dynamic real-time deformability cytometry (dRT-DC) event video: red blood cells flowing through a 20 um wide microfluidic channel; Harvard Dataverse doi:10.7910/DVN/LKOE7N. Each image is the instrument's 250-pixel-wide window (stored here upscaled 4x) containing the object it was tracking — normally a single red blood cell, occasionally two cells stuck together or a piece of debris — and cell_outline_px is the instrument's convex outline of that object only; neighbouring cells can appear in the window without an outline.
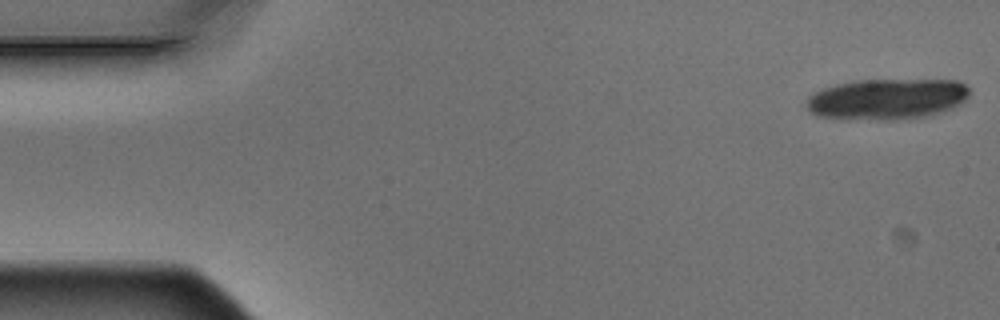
{"species": "Egyptian fruit bat (a non-hibernating species)", "species_latin": "Rousettus aegyptiacus", "temperature_condition": "warm", "stored_images_in_passage": 6, "camera_frame_rate_fps": 3000, "um_per_image_px": 0.085, "animal": {"sex": "male"}, "frame": {"image": 1, "passage_image": 1, "time_ms": 0.0, "image_size_px": [1000, 320], "cell_outline_px": [[968, 96], [960, 104], [952, 108], [928, 116], [892, 120], [884, 120], [820, 116], [812, 112], [804, 104], [804, 100], [812, 92], [836, 84], [856, 80], [960, 80], [968, 88]], "centroid_in_image_um": [75.39, 8.4], "position_along_channel_um": 9.6, "area_um2": 38.73}}